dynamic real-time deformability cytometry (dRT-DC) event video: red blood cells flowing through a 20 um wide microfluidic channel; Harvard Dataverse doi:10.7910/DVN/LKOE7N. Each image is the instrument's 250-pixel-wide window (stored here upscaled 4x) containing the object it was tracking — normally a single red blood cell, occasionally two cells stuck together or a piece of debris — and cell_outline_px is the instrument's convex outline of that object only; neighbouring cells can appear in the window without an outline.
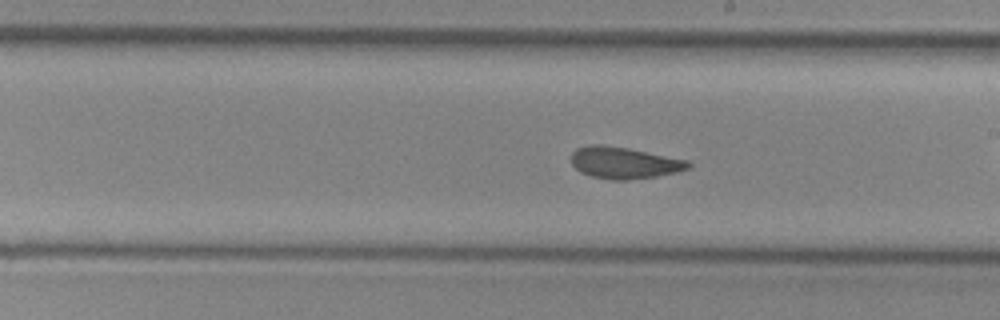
{"species": "common noctule bat (a hibernating species)", "species_latin": "Nyctalus noctula", "temperature_condition": "cold", "stored_images_in_passage": 17, "camera_frame_rate_fps": 3000, "um_per_image_px": 0.085, "animal": {"sex": "female", "body_mass_g": 29.2, "forearm_length_mm": 56.3}, "frame": {"image": 1, "passage_image": 12, "time_ms": 3.667, "image_size_px": [1000, 320], "cell_outline_px": [[692, 164], [688, 168], [676, 172], [656, 176], [628, 180], [612, 180], [592, 176], [580, 172], [572, 164], [572, 152], [576, 148], [588, 144], [600, 144], [628, 148], [688, 160]], "centroid_in_image_um": [53.03, 13.83], "position_along_channel_um": 236.0, "area_um2": 21.56}}